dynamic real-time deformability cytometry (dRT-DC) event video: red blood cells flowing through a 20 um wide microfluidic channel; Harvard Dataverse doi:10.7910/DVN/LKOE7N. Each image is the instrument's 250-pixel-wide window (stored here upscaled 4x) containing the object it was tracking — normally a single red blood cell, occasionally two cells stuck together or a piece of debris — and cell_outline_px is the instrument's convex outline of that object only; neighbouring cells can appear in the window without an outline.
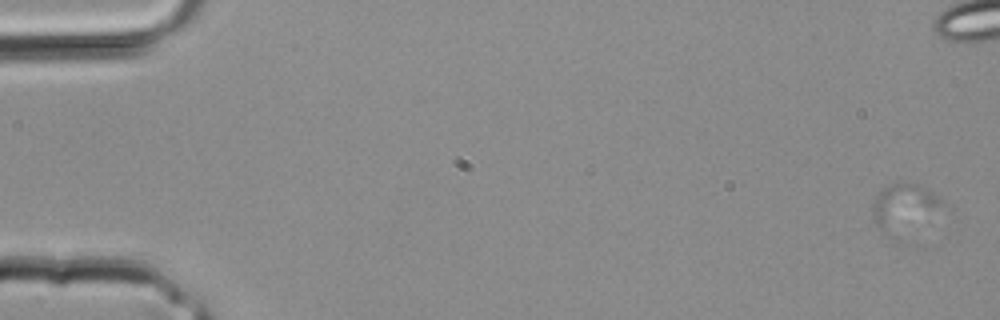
{"species": "common noctule bat (a hibernating species)", "species_latin": "Nyctalus noctula", "temperature_condition": "room temperature", "stored_images_in_passage": 4, "segment_of_instrument_passage": [1, 2], "camera_frame_rate_fps": 3000, "um_per_image_px": 0.085, "animal": {"sex": "male", "body_mass_g": 20.4}, "frame": {"image": 1, "passage_image": 1, "time_ms": 0.0, "image_size_px": [1000, 320], "cell_outline_px": [[940, 200], [904, 244], [892, 240], [876, 224], [872, 212], [872, 200], [888, 184], [904, 180], [916, 184], [932, 192]], "centroid_in_image_um": [76.7, 17.77], "position_along_channel_um": 8.3, "area_um2": 19.77}}